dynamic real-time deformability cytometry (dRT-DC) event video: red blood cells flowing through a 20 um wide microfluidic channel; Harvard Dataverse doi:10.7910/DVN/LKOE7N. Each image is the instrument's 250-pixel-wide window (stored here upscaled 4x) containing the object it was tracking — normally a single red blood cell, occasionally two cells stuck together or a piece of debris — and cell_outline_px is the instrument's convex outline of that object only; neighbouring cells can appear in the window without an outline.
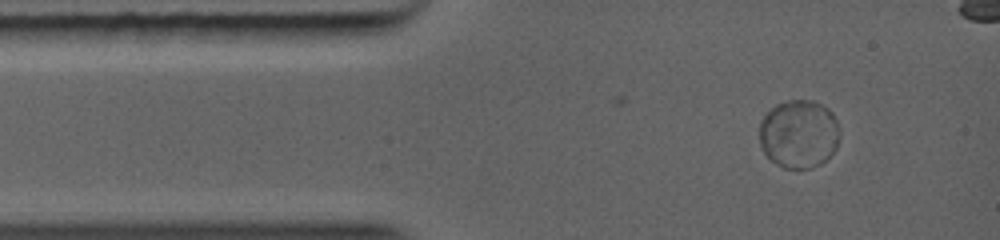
{"species": "common noctule bat (a hibernating species)", "species_latin": "Nyctalus noctula", "temperature_condition": "warm", "stored_images_in_passage": 4, "camera_frame_rate_fps": 5000, "um_per_image_px": 0.085, "animal": {"sex": "female", "body_mass_g": 19.0, "forearm_length_mm": 56.7}, "frame": {"image": 1, "passage_image": 2, "time_ms": 0.8, "image_size_px": [1000, 240], "cell_outline_px": [[840, 136], [836, 148], [820, 164], [812, 168], [784, 168], [776, 164], [764, 152], [760, 144], [760, 120], [776, 104], [788, 100], [812, 100], [828, 108], [832, 112], [840, 128]], "centroid_in_image_um": [67.92, 11.37], "position_along_channel_um": 17.1, "area_um2": 32.02}}